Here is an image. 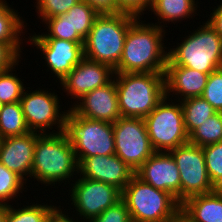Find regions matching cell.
Returning a JSON list of instances; mask_svg holds the SVG:
<instances>
[{
  "label": "cell",
  "instance_id": "cell-31",
  "mask_svg": "<svg viewBox=\"0 0 222 222\" xmlns=\"http://www.w3.org/2000/svg\"><path fill=\"white\" fill-rule=\"evenodd\" d=\"M81 0H36L35 6L38 18L45 19L64 15L69 9Z\"/></svg>",
  "mask_w": 222,
  "mask_h": 222
},
{
  "label": "cell",
  "instance_id": "cell-29",
  "mask_svg": "<svg viewBox=\"0 0 222 222\" xmlns=\"http://www.w3.org/2000/svg\"><path fill=\"white\" fill-rule=\"evenodd\" d=\"M15 69L13 67L0 73V100L3 104L20 102L25 88L33 89L24 87L25 84L18 74L12 73Z\"/></svg>",
  "mask_w": 222,
  "mask_h": 222
},
{
  "label": "cell",
  "instance_id": "cell-3",
  "mask_svg": "<svg viewBox=\"0 0 222 222\" xmlns=\"http://www.w3.org/2000/svg\"><path fill=\"white\" fill-rule=\"evenodd\" d=\"M204 22L188 32L176 47H168L166 66H184L209 75L222 68V37Z\"/></svg>",
  "mask_w": 222,
  "mask_h": 222
},
{
  "label": "cell",
  "instance_id": "cell-5",
  "mask_svg": "<svg viewBox=\"0 0 222 222\" xmlns=\"http://www.w3.org/2000/svg\"><path fill=\"white\" fill-rule=\"evenodd\" d=\"M136 19L125 13L99 15L85 39L84 57L114 70L121 59L128 28Z\"/></svg>",
  "mask_w": 222,
  "mask_h": 222
},
{
  "label": "cell",
  "instance_id": "cell-22",
  "mask_svg": "<svg viewBox=\"0 0 222 222\" xmlns=\"http://www.w3.org/2000/svg\"><path fill=\"white\" fill-rule=\"evenodd\" d=\"M198 4V0H152L150 11L158 20L153 24L164 29L168 27L167 23H178V21L180 22L187 18L189 20L194 19L193 16L198 15L197 11L200 8Z\"/></svg>",
  "mask_w": 222,
  "mask_h": 222
},
{
  "label": "cell",
  "instance_id": "cell-33",
  "mask_svg": "<svg viewBox=\"0 0 222 222\" xmlns=\"http://www.w3.org/2000/svg\"><path fill=\"white\" fill-rule=\"evenodd\" d=\"M24 44L0 42V73L19 65Z\"/></svg>",
  "mask_w": 222,
  "mask_h": 222
},
{
  "label": "cell",
  "instance_id": "cell-41",
  "mask_svg": "<svg viewBox=\"0 0 222 222\" xmlns=\"http://www.w3.org/2000/svg\"><path fill=\"white\" fill-rule=\"evenodd\" d=\"M2 107H3V103L0 100V110L2 109Z\"/></svg>",
  "mask_w": 222,
  "mask_h": 222
},
{
  "label": "cell",
  "instance_id": "cell-37",
  "mask_svg": "<svg viewBox=\"0 0 222 222\" xmlns=\"http://www.w3.org/2000/svg\"><path fill=\"white\" fill-rule=\"evenodd\" d=\"M60 207V208H59ZM58 205L55 206L51 211L50 213L48 214L45 222H80L77 218V216L75 217L74 214L73 217L68 215L69 213H67L65 210L66 208L64 209H61V205ZM65 212V213H64ZM67 213V214H66ZM74 217L76 219H74ZM77 220V221H76Z\"/></svg>",
  "mask_w": 222,
  "mask_h": 222
},
{
  "label": "cell",
  "instance_id": "cell-8",
  "mask_svg": "<svg viewBox=\"0 0 222 222\" xmlns=\"http://www.w3.org/2000/svg\"><path fill=\"white\" fill-rule=\"evenodd\" d=\"M144 121L155 152H169L189 142L180 101L165 96Z\"/></svg>",
  "mask_w": 222,
  "mask_h": 222
},
{
  "label": "cell",
  "instance_id": "cell-4",
  "mask_svg": "<svg viewBox=\"0 0 222 222\" xmlns=\"http://www.w3.org/2000/svg\"><path fill=\"white\" fill-rule=\"evenodd\" d=\"M121 117L145 118L165 97L164 73H114Z\"/></svg>",
  "mask_w": 222,
  "mask_h": 222
},
{
  "label": "cell",
  "instance_id": "cell-39",
  "mask_svg": "<svg viewBox=\"0 0 222 222\" xmlns=\"http://www.w3.org/2000/svg\"><path fill=\"white\" fill-rule=\"evenodd\" d=\"M170 222H191L187 217H185L181 212Z\"/></svg>",
  "mask_w": 222,
  "mask_h": 222
},
{
  "label": "cell",
  "instance_id": "cell-20",
  "mask_svg": "<svg viewBox=\"0 0 222 222\" xmlns=\"http://www.w3.org/2000/svg\"><path fill=\"white\" fill-rule=\"evenodd\" d=\"M165 96L183 101L192 97H200L205 89L209 74L184 67L166 66Z\"/></svg>",
  "mask_w": 222,
  "mask_h": 222
},
{
  "label": "cell",
  "instance_id": "cell-15",
  "mask_svg": "<svg viewBox=\"0 0 222 222\" xmlns=\"http://www.w3.org/2000/svg\"><path fill=\"white\" fill-rule=\"evenodd\" d=\"M114 77V70L99 62L83 58L79 64L60 81L62 91L75 99L73 106L86 93L109 83Z\"/></svg>",
  "mask_w": 222,
  "mask_h": 222
},
{
  "label": "cell",
  "instance_id": "cell-34",
  "mask_svg": "<svg viewBox=\"0 0 222 222\" xmlns=\"http://www.w3.org/2000/svg\"><path fill=\"white\" fill-rule=\"evenodd\" d=\"M87 222H132V220L125 202L121 199L99 216L93 217Z\"/></svg>",
  "mask_w": 222,
  "mask_h": 222
},
{
  "label": "cell",
  "instance_id": "cell-35",
  "mask_svg": "<svg viewBox=\"0 0 222 222\" xmlns=\"http://www.w3.org/2000/svg\"><path fill=\"white\" fill-rule=\"evenodd\" d=\"M120 13L142 18L146 10L150 13L152 0H116ZM143 15V16H142Z\"/></svg>",
  "mask_w": 222,
  "mask_h": 222
},
{
  "label": "cell",
  "instance_id": "cell-6",
  "mask_svg": "<svg viewBox=\"0 0 222 222\" xmlns=\"http://www.w3.org/2000/svg\"><path fill=\"white\" fill-rule=\"evenodd\" d=\"M121 199L132 222H170L181 209V204L170 193L154 188L136 175L122 190Z\"/></svg>",
  "mask_w": 222,
  "mask_h": 222
},
{
  "label": "cell",
  "instance_id": "cell-13",
  "mask_svg": "<svg viewBox=\"0 0 222 222\" xmlns=\"http://www.w3.org/2000/svg\"><path fill=\"white\" fill-rule=\"evenodd\" d=\"M99 14L86 2L79 1L67 13L45 19L47 33H31L28 38H57L71 42H85ZM48 26V27H47Z\"/></svg>",
  "mask_w": 222,
  "mask_h": 222
},
{
  "label": "cell",
  "instance_id": "cell-12",
  "mask_svg": "<svg viewBox=\"0 0 222 222\" xmlns=\"http://www.w3.org/2000/svg\"><path fill=\"white\" fill-rule=\"evenodd\" d=\"M169 153L179 169L180 204L192 196L216 189L208 177L202 147L188 142Z\"/></svg>",
  "mask_w": 222,
  "mask_h": 222
},
{
  "label": "cell",
  "instance_id": "cell-27",
  "mask_svg": "<svg viewBox=\"0 0 222 222\" xmlns=\"http://www.w3.org/2000/svg\"><path fill=\"white\" fill-rule=\"evenodd\" d=\"M222 141V112L204 121L189 135V143L204 147Z\"/></svg>",
  "mask_w": 222,
  "mask_h": 222
},
{
  "label": "cell",
  "instance_id": "cell-17",
  "mask_svg": "<svg viewBox=\"0 0 222 222\" xmlns=\"http://www.w3.org/2000/svg\"><path fill=\"white\" fill-rule=\"evenodd\" d=\"M135 175L154 188L170 193L180 203L179 169L169 152H154Z\"/></svg>",
  "mask_w": 222,
  "mask_h": 222
},
{
  "label": "cell",
  "instance_id": "cell-10",
  "mask_svg": "<svg viewBox=\"0 0 222 222\" xmlns=\"http://www.w3.org/2000/svg\"><path fill=\"white\" fill-rule=\"evenodd\" d=\"M74 178L70 183L68 197L70 198L73 213L79 221H88L99 216L107 208L113 206L122 198V191L114 185L84 177ZM75 209V210H74Z\"/></svg>",
  "mask_w": 222,
  "mask_h": 222
},
{
  "label": "cell",
  "instance_id": "cell-19",
  "mask_svg": "<svg viewBox=\"0 0 222 222\" xmlns=\"http://www.w3.org/2000/svg\"><path fill=\"white\" fill-rule=\"evenodd\" d=\"M40 134L30 131L23 135L3 138L0 145V163L25 182L28 178L31 179L35 144Z\"/></svg>",
  "mask_w": 222,
  "mask_h": 222
},
{
  "label": "cell",
  "instance_id": "cell-42",
  "mask_svg": "<svg viewBox=\"0 0 222 222\" xmlns=\"http://www.w3.org/2000/svg\"><path fill=\"white\" fill-rule=\"evenodd\" d=\"M2 139H3V137H2L1 134H0V145H1V143H2Z\"/></svg>",
  "mask_w": 222,
  "mask_h": 222
},
{
  "label": "cell",
  "instance_id": "cell-9",
  "mask_svg": "<svg viewBox=\"0 0 222 222\" xmlns=\"http://www.w3.org/2000/svg\"><path fill=\"white\" fill-rule=\"evenodd\" d=\"M38 89L32 91L25 88L20 100L28 129L41 134L62 132L68 110L62 111V101L54 90L51 92L52 89L49 88ZM54 126L57 131L52 130Z\"/></svg>",
  "mask_w": 222,
  "mask_h": 222
},
{
  "label": "cell",
  "instance_id": "cell-26",
  "mask_svg": "<svg viewBox=\"0 0 222 222\" xmlns=\"http://www.w3.org/2000/svg\"><path fill=\"white\" fill-rule=\"evenodd\" d=\"M48 203L26 202L23 207L6 205V222H45L50 211L56 206ZM45 204V205H44Z\"/></svg>",
  "mask_w": 222,
  "mask_h": 222
},
{
  "label": "cell",
  "instance_id": "cell-14",
  "mask_svg": "<svg viewBox=\"0 0 222 222\" xmlns=\"http://www.w3.org/2000/svg\"><path fill=\"white\" fill-rule=\"evenodd\" d=\"M41 52L47 72L60 81L84 58V42H71L57 38H27ZM43 53V54H42Z\"/></svg>",
  "mask_w": 222,
  "mask_h": 222
},
{
  "label": "cell",
  "instance_id": "cell-1",
  "mask_svg": "<svg viewBox=\"0 0 222 222\" xmlns=\"http://www.w3.org/2000/svg\"><path fill=\"white\" fill-rule=\"evenodd\" d=\"M137 18L128 28L119 64L114 73H165L168 62L166 32Z\"/></svg>",
  "mask_w": 222,
  "mask_h": 222
},
{
  "label": "cell",
  "instance_id": "cell-24",
  "mask_svg": "<svg viewBox=\"0 0 222 222\" xmlns=\"http://www.w3.org/2000/svg\"><path fill=\"white\" fill-rule=\"evenodd\" d=\"M181 102L184 125L188 135L217 111L201 96L185 99Z\"/></svg>",
  "mask_w": 222,
  "mask_h": 222
},
{
  "label": "cell",
  "instance_id": "cell-23",
  "mask_svg": "<svg viewBox=\"0 0 222 222\" xmlns=\"http://www.w3.org/2000/svg\"><path fill=\"white\" fill-rule=\"evenodd\" d=\"M9 5L7 0H0V42L23 44V41H27L24 35L26 34L25 29H28L25 27L28 24L19 15L20 12Z\"/></svg>",
  "mask_w": 222,
  "mask_h": 222
},
{
  "label": "cell",
  "instance_id": "cell-28",
  "mask_svg": "<svg viewBox=\"0 0 222 222\" xmlns=\"http://www.w3.org/2000/svg\"><path fill=\"white\" fill-rule=\"evenodd\" d=\"M25 182L19 175L10 171L0 163V205H10L20 193L28 189ZM25 185V187H24ZM16 197V198H15Z\"/></svg>",
  "mask_w": 222,
  "mask_h": 222
},
{
  "label": "cell",
  "instance_id": "cell-11",
  "mask_svg": "<svg viewBox=\"0 0 222 222\" xmlns=\"http://www.w3.org/2000/svg\"><path fill=\"white\" fill-rule=\"evenodd\" d=\"M115 154L136 171L155 151L144 118L120 117L113 123Z\"/></svg>",
  "mask_w": 222,
  "mask_h": 222
},
{
  "label": "cell",
  "instance_id": "cell-40",
  "mask_svg": "<svg viewBox=\"0 0 222 222\" xmlns=\"http://www.w3.org/2000/svg\"><path fill=\"white\" fill-rule=\"evenodd\" d=\"M0 222H6V205H0Z\"/></svg>",
  "mask_w": 222,
  "mask_h": 222
},
{
  "label": "cell",
  "instance_id": "cell-36",
  "mask_svg": "<svg viewBox=\"0 0 222 222\" xmlns=\"http://www.w3.org/2000/svg\"><path fill=\"white\" fill-rule=\"evenodd\" d=\"M88 3L99 15L119 14L116 0H81Z\"/></svg>",
  "mask_w": 222,
  "mask_h": 222
},
{
  "label": "cell",
  "instance_id": "cell-30",
  "mask_svg": "<svg viewBox=\"0 0 222 222\" xmlns=\"http://www.w3.org/2000/svg\"><path fill=\"white\" fill-rule=\"evenodd\" d=\"M210 182L222 189V141L202 147Z\"/></svg>",
  "mask_w": 222,
  "mask_h": 222
},
{
  "label": "cell",
  "instance_id": "cell-7",
  "mask_svg": "<svg viewBox=\"0 0 222 222\" xmlns=\"http://www.w3.org/2000/svg\"><path fill=\"white\" fill-rule=\"evenodd\" d=\"M67 109L63 133L73 147L78 164L86 157L115 154L113 123L81 117Z\"/></svg>",
  "mask_w": 222,
  "mask_h": 222
},
{
  "label": "cell",
  "instance_id": "cell-16",
  "mask_svg": "<svg viewBox=\"0 0 222 222\" xmlns=\"http://www.w3.org/2000/svg\"><path fill=\"white\" fill-rule=\"evenodd\" d=\"M135 175L121 158L114 155H94L78 164V176L114 185L121 191Z\"/></svg>",
  "mask_w": 222,
  "mask_h": 222
},
{
  "label": "cell",
  "instance_id": "cell-32",
  "mask_svg": "<svg viewBox=\"0 0 222 222\" xmlns=\"http://www.w3.org/2000/svg\"><path fill=\"white\" fill-rule=\"evenodd\" d=\"M217 112H222V68L213 71L201 95Z\"/></svg>",
  "mask_w": 222,
  "mask_h": 222
},
{
  "label": "cell",
  "instance_id": "cell-25",
  "mask_svg": "<svg viewBox=\"0 0 222 222\" xmlns=\"http://www.w3.org/2000/svg\"><path fill=\"white\" fill-rule=\"evenodd\" d=\"M20 102L3 104L0 110V134L3 138L29 133Z\"/></svg>",
  "mask_w": 222,
  "mask_h": 222
},
{
  "label": "cell",
  "instance_id": "cell-21",
  "mask_svg": "<svg viewBox=\"0 0 222 222\" xmlns=\"http://www.w3.org/2000/svg\"><path fill=\"white\" fill-rule=\"evenodd\" d=\"M180 212L191 222H222V189L186 199Z\"/></svg>",
  "mask_w": 222,
  "mask_h": 222
},
{
  "label": "cell",
  "instance_id": "cell-2",
  "mask_svg": "<svg viewBox=\"0 0 222 222\" xmlns=\"http://www.w3.org/2000/svg\"><path fill=\"white\" fill-rule=\"evenodd\" d=\"M77 173L78 161L63 131L40 134L35 144L31 179L50 187L65 181L64 184L70 187Z\"/></svg>",
  "mask_w": 222,
  "mask_h": 222
},
{
  "label": "cell",
  "instance_id": "cell-38",
  "mask_svg": "<svg viewBox=\"0 0 222 222\" xmlns=\"http://www.w3.org/2000/svg\"><path fill=\"white\" fill-rule=\"evenodd\" d=\"M207 22L212 26V28L222 37V2L214 6L210 15L208 14Z\"/></svg>",
  "mask_w": 222,
  "mask_h": 222
},
{
  "label": "cell",
  "instance_id": "cell-18",
  "mask_svg": "<svg viewBox=\"0 0 222 222\" xmlns=\"http://www.w3.org/2000/svg\"><path fill=\"white\" fill-rule=\"evenodd\" d=\"M69 107L81 117L109 123L116 122L121 117V113L115 79L86 93L72 107L70 105Z\"/></svg>",
  "mask_w": 222,
  "mask_h": 222
}]
</instances>
